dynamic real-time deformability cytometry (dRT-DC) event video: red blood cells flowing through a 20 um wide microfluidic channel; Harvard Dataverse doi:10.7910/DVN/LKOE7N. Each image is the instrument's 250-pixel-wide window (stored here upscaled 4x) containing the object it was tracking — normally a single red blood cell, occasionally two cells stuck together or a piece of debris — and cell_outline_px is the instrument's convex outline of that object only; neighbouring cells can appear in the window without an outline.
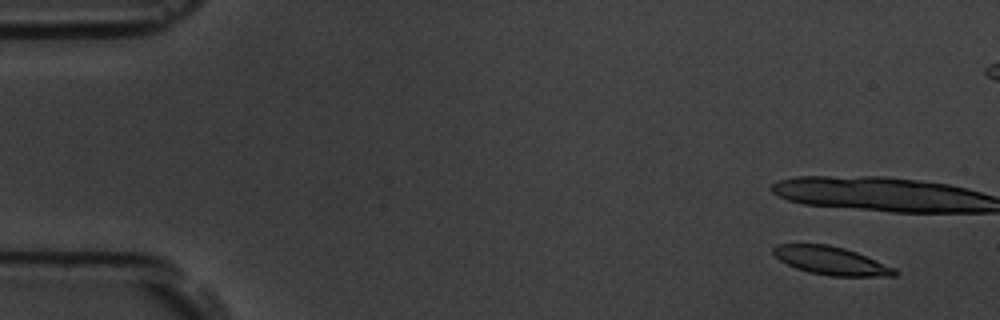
{"species": "common noctule bat (a hibernating species)", "species_latin": "Nyctalus noctula", "temperature_condition": "room temperature", "stored_images_in_passage": 12, "camera_frame_rate_fps": 3000, "um_per_image_px": 0.085, "animal": {"sex": "male", "body_mass_g": 19.5, "forearm_length_mm": 54.6}, "frame": {"image": 1, "passage_image": 4, "time_ms": 1.0, "image_size_px": [1000, 320], "cell_outline_px": [[900, 272], [896, 276], [832, 276], [808, 272], [796, 268], [780, 260], [772, 252], [772, 248], [776, 244], [828, 244], [844, 248], [856, 252], [896, 268]], "centroid_in_image_um": [70.66, 22.16], "position_along_channel_um": 14.3, "area_um2": 19.94}}